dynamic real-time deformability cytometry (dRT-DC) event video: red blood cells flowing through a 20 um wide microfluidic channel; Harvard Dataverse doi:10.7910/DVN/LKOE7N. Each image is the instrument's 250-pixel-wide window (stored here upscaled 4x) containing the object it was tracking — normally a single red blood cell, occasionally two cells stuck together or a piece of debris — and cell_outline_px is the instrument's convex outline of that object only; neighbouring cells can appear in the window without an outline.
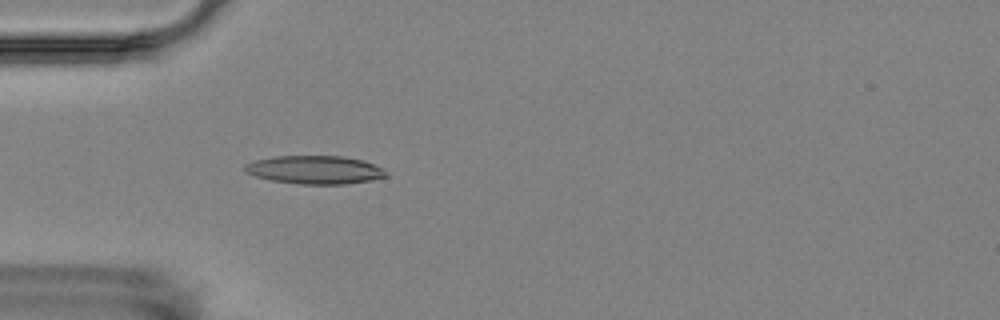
{"species": "Egyptian fruit bat (a non-hibernating species)", "species_latin": "Rousettus aegyptiacus", "temperature_condition": "room temperature", "stored_images_in_passage": 4, "camera_frame_rate_fps": 3000, "um_per_image_px": 0.085, "animal": {"sex": "female"}, "frame": {"image": 1, "passage_image": 4, "time_ms": 3.333, "image_size_px": [1000, 320], "cell_outline_px": [[388, 176], [372, 180], [344, 184], [300, 184], [272, 180], [256, 176], [244, 172], [244, 164], [252, 160], [276, 156], [344, 156], [364, 160], [384, 168], [388, 172]], "centroid_in_image_um": [26.78, 14.42], "position_along_channel_um": 58.2, "area_um2": 23.52}}